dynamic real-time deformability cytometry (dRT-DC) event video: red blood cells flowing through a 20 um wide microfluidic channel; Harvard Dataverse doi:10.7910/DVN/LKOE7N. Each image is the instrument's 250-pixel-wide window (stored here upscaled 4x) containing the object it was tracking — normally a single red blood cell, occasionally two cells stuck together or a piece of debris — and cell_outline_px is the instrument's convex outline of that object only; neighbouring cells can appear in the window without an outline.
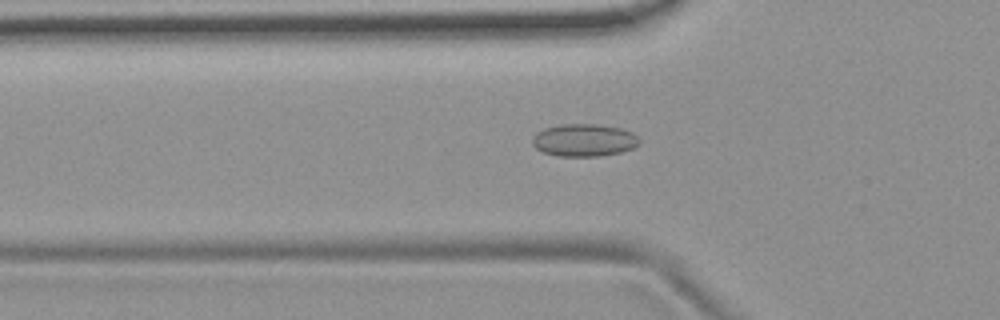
{"species": "common noctule bat (a hibernating species)", "species_latin": "Nyctalus noctula", "temperature_condition": "room temperature", "stored_images_in_passage": 54, "camera_frame_rate_fps": 3000, "um_per_image_px": 0.085, "animal": {"sex": "female", "body_mass_g": 19.9}, "frame": {"image": 1, "passage_image": 18, "time_ms": 5.667, "image_size_px": [1000, 320], "cell_outline_px": [[640, 144], [632, 148], [620, 152], [600, 156], [556, 156], [544, 152], [536, 148], [532, 144], [532, 136], [536, 132], [544, 128], [560, 124], [596, 124], [620, 128], [632, 132], [640, 140]], "centroid_in_image_um": [49.62, 11.91], "position_along_channel_um": 76.2, "area_um2": 20.35}}
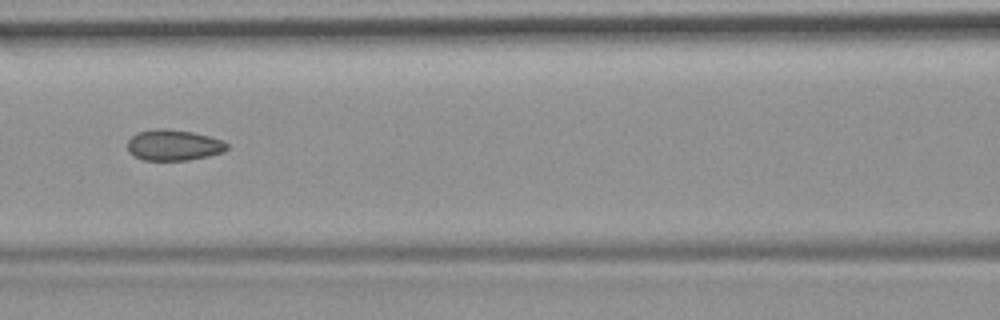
{"frame": {"image": 2, "passage_image": 24, "time_ms": 7.667, "image_size_px": [1000, 320], "cell_outline_px": [[228, 148], [224, 152], [208, 156], [188, 160], [144, 160], [128, 152], [128, 140], [136, 132], [156, 128], [164, 128], [192, 132], [224, 140], [228, 144]], "centroid_in_image_um": [14.77, 12.33], "position_along_channel_um": 151.8, "area_um2": 17.98}}
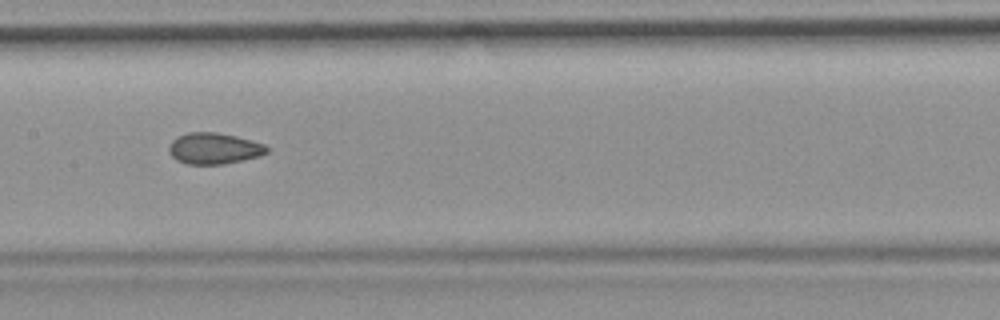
{"frame": {"image": 3, "passage_image": 27, "time_ms": 8.667, "image_size_px": [1000, 320], "cell_outline_px": [[268, 152], [260, 156], [224, 164], [188, 164], [176, 160], [168, 152], [168, 148], [172, 140], [188, 132], [216, 132], [236, 136], [252, 140], [264, 144], [268, 148]], "centroid_in_image_um": [18.19, 12.62], "position_along_channel_um": 189.2, "area_um2": 17.8}, "authors_computed_cell_mechanics": {"area_um2": 18.3226, "velocity_mm_per_s": 3.7524, "shape_relaxation_time_tau1_ms": null, "shape_relaxation_time_tau2_ms": 1.8784, "deformation_change_tau1": null, "deformation_change_tau2": 0.0711}}